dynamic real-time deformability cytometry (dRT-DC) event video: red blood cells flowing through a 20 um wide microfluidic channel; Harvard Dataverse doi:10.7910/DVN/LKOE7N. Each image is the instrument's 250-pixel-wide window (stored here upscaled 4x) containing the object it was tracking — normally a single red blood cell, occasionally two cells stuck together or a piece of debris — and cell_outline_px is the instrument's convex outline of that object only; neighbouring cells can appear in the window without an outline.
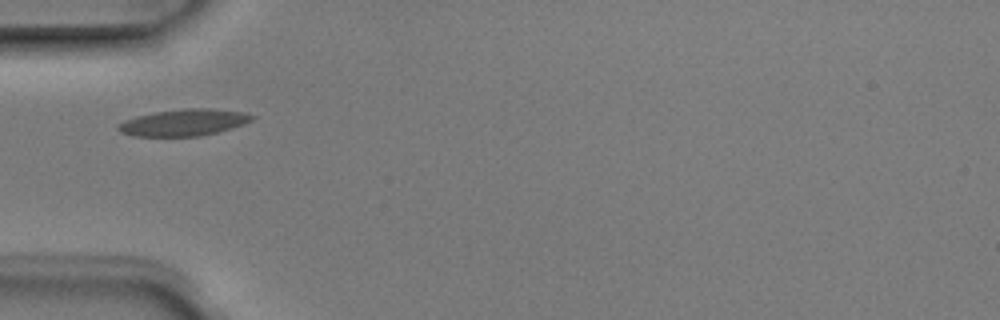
{"species": "Egyptian fruit bat (a non-hibernating species)", "species_latin": "Rousettus aegyptiacus", "temperature_condition": "room temperature", "stored_images_in_passage": 1, "camera_frame_rate_fps": 3000, "um_per_image_px": 0.085, "animal": {"sex": "male"}, "frame": {"image": 1, "passage_image": 1, "time_ms": 0.0, "image_size_px": [1000, 320], "cell_outline_px": [[256, 116], [252, 120], [244, 124], [232, 128], [200, 136], [132, 136], [120, 132], [116, 128], [116, 124], [124, 120], [136, 116], [156, 112], [184, 108], [212, 108], [244, 112]], "centroid_in_image_um": [15.61, 10.41], "position_along_channel_um": 69.4, "area_um2": 20.92}}